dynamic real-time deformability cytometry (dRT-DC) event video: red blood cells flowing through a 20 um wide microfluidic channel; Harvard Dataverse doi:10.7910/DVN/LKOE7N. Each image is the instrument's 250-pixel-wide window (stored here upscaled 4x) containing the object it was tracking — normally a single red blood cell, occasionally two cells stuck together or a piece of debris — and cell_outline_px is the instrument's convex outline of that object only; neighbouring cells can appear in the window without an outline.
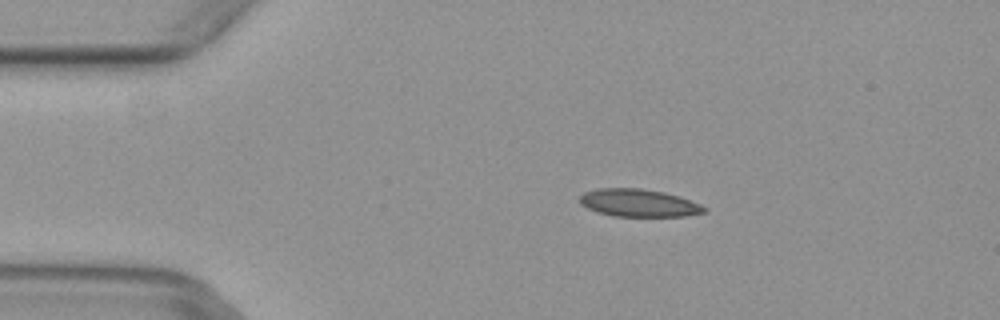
{"species": "common noctule bat (a hibernating species)", "species_latin": "Nyctalus noctula", "temperature_condition": "warm", "stored_images_in_passage": 5, "camera_frame_rate_fps": 3000, "um_per_image_px": 0.085, "animal": {"sex": "female", "body_mass_g": 29.2, "forearm_length_mm": 56.3}, "frame": {"image": 1, "passage_image": 2, "time_ms": 0.333, "image_size_px": [1000, 320], "cell_outline_px": [[708, 208], [704, 212], [684, 216], [612, 216], [596, 212], [580, 204], [580, 196], [584, 192], [600, 188], [640, 188], [664, 192], [700, 204]], "centroid_in_image_um": [54.25, 17.25], "position_along_channel_um": 30.8, "area_um2": 19.88}}
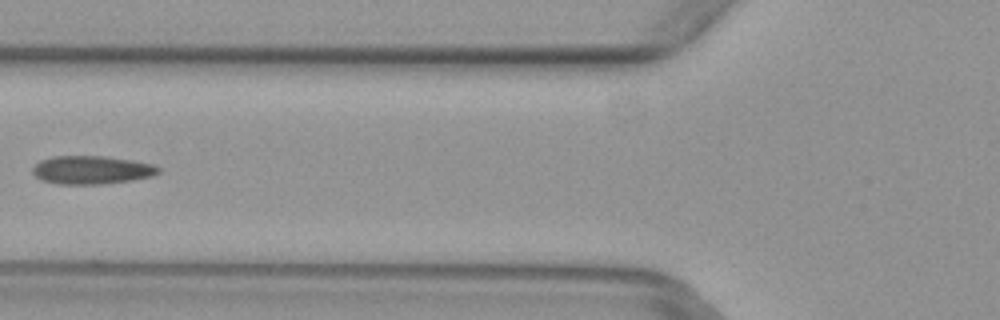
{"frame": {"image": 2, "passage_image": 5, "time_ms": 1.333, "image_size_px": [1000, 320], "cell_outline_px": [[160, 172], [152, 176], [132, 180], [100, 184], [60, 184], [40, 180], [32, 172], [32, 168], [40, 160], [52, 156], [104, 156], [132, 160], [152, 164], [160, 168]], "centroid_in_image_um": [7.77, 14.44], "position_along_channel_um": 118.0, "area_um2": 20.75}}